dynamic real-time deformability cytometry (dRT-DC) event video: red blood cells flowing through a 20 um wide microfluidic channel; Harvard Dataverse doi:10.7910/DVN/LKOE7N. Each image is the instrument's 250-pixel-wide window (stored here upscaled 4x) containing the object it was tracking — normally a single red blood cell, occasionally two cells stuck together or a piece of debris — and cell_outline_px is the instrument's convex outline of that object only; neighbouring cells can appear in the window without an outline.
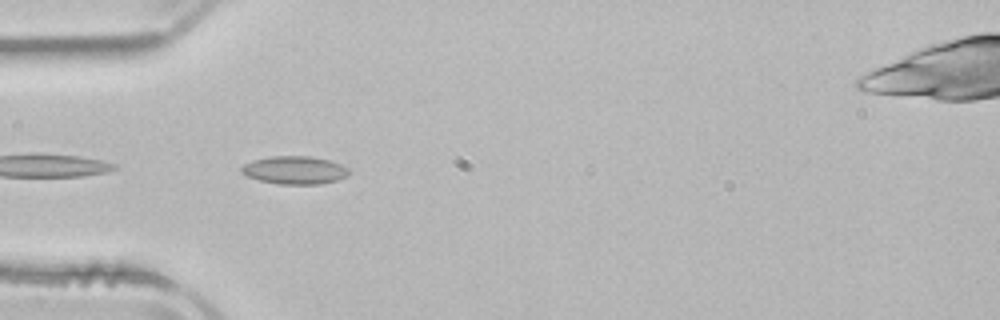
{"species": "common noctule bat (a hibernating species)", "species_latin": "Nyctalus noctula", "temperature_condition": "room temperature", "stored_images_in_passage": 5, "camera_frame_rate_fps": 3000, "um_per_image_px": 0.085, "animal": {"sex": "male", "body_mass_g": 21.5, "forearm_length_mm": 52.0}, "frame": {"image": 1, "passage_image": 2, "time_ms": 0.333, "image_size_px": [1000, 320], "cell_outline_px": [[352, 172], [348, 176], [336, 180], [320, 184], [280, 184], [260, 180], [248, 176], [240, 172], [240, 168], [244, 164], [252, 160], [268, 156], [312, 156], [328, 160], [340, 164], [348, 168]], "centroid_in_image_um": [25.06, 14.45], "position_along_channel_um": 59.9, "area_um2": 17.63}}